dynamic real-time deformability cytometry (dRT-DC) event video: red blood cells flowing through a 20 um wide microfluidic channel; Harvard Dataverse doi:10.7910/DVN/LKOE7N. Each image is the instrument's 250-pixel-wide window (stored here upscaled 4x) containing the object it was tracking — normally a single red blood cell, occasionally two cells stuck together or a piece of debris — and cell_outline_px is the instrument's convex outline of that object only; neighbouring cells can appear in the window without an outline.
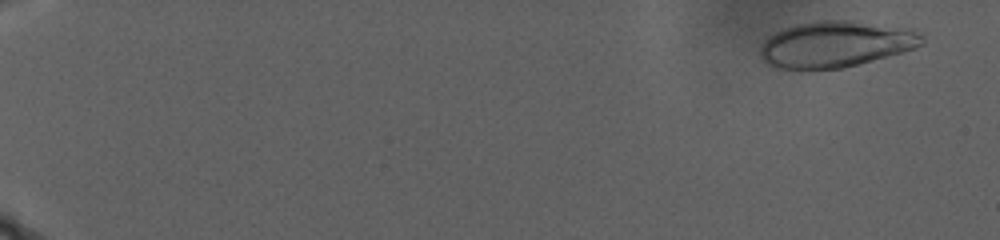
{"species": "human", "species_latin": "Homo sapiens", "temperature_condition": "warm", "stored_images_in_passage": 82, "camera_frame_rate_fps": 3000, "um_per_image_px": 0.085, "donor": {"sex": "male"}, "frame": {"image": 1, "passage_image": 10, "time_ms": 1.667, "image_size_px": [1000, 240], "cell_outline_px": [[924, 44], [916, 48], [844, 68], [776, 68], [768, 64], [760, 56], [760, 48], [764, 40], [768, 36], [784, 28], [796, 24], [812, 20], [852, 20], [912, 28], [924, 36]], "centroid_in_image_um": [71.07, 3.73], "position_along_channel_um": 13.9, "area_um2": 43.7}}
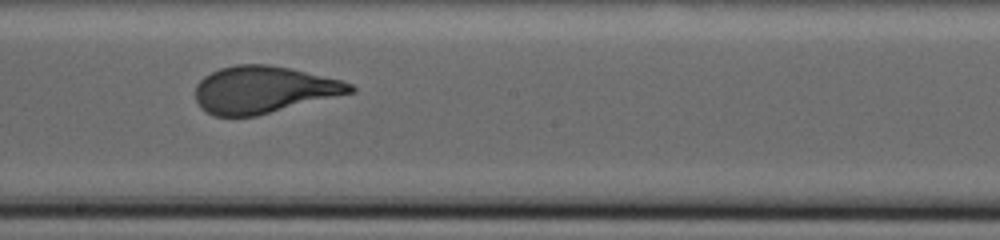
{"frame": {"image": 2, "passage_image": 64, "time_ms": 21.0, "image_size_px": [1000, 240], "cell_outline_px": [[356, 92], [256, 116], [212, 116], [200, 108], [196, 100], [196, 84], [204, 76], [220, 68], [236, 64], [268, 64], [288, 68], [344, 80], [352, 84], [356, 88]], "centroid_in_image_um": [22.42, 7.63], "position_along_channel_um": 225.8, "area_um2": 42.66}}
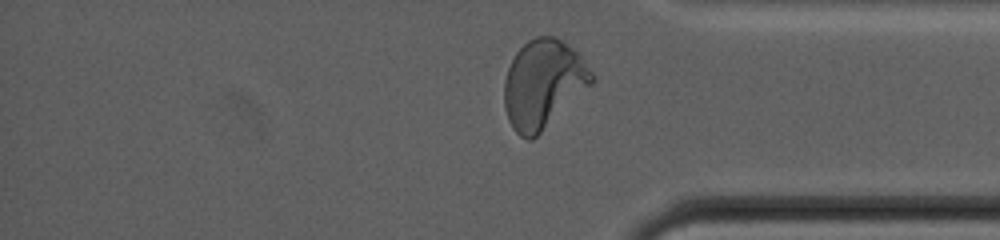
{"frame": {"image": 3, "passage_image": 80, "time_ms": 28.667, "image_size_px": [1000, 240], "cell_outline_px": [[596, 80], [592, 84], [532, 140], [528, 140], [520, 136], [512, 128], [508, 120], [504, 108], [504, 80], [508, 68], [516, 52], [528, 40], [536, 36], [556, 36], [572, 48], [584, 60], [596, 76]], "centroid_in_image_um": [46.17, 7.13], "position_along_channel_um": 389.0, "area_um2": 45.03}, "authors_computed_cell_mechanics": {"area_um2": 42.9454, "velocity_mm_per_s": 2.1872, "shape_relaxation_time_tau1_ms": 7.9901, "shape_relaxation_time_tau2_ms": null, "deformation_change_tau1": 0.2271, "deformation_change_tau2": null}}